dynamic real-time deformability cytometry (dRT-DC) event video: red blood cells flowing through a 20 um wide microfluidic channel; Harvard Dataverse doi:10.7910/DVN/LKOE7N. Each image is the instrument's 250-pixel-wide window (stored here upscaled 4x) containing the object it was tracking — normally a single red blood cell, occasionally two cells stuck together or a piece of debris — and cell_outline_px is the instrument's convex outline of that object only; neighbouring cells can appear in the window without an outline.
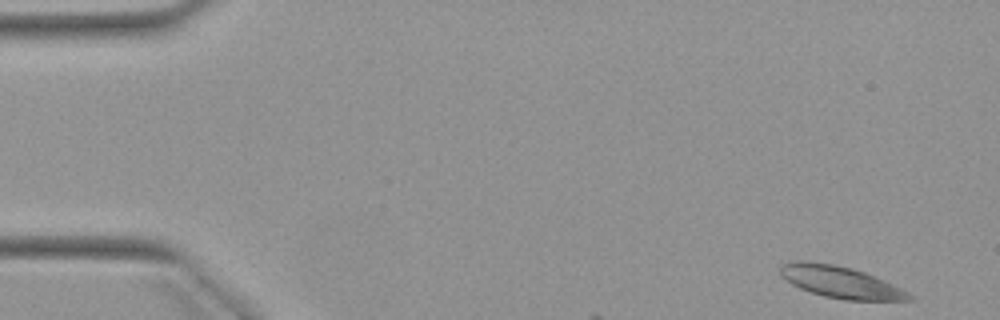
{"species": "Egyptian fruit bat (a non-hibernating species)", "species_latin": "Rousettus aegyptiacus", "temperature_condition": "warm", "stored_images_in_passage": 8, "camera_frame_rate_fps": 3000, "um_per_image_px": 0.085, "animal": {"sex": "female"}, "frame": {"image": 1, "passage_image": 1, "time_ms": 0.0, "image_size_px": [1000, 320], "cell_outline_px": [[916, 300], [844, 300], [824, 296], [800, 288], [792, 284], [780, 276], [780, 264], [792, 260], [808, 260], [832, 264], [852, 268], [864, 272], [884, 280], [908, 292]], "centroid_in_image_um": [71.39, 23.96], "position_along_channel_um": 13.6, "area_um2": 23.93}}
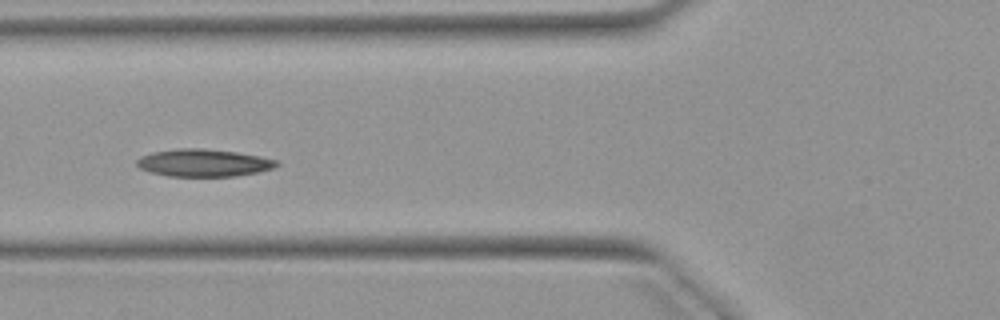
{"frame": {"image": 2, "passage_image": 6, "time_ms": 5.667, "image_size_px": [1000, 320], "cell_outline_px": [[280, 164], [272, 168], [260, 172], [236, 176], [168, 176], [152, 172], [140, 168], [136, 164], [136, 160], [140, 156], [152, 152], [176, 148], [204, 148], [236, 152], [260, 156], [280, 160]], "centroid_in_image_um": [17.33, 13.83], "position_along_channel_um": 108.5, "area_um2": 22.54}}
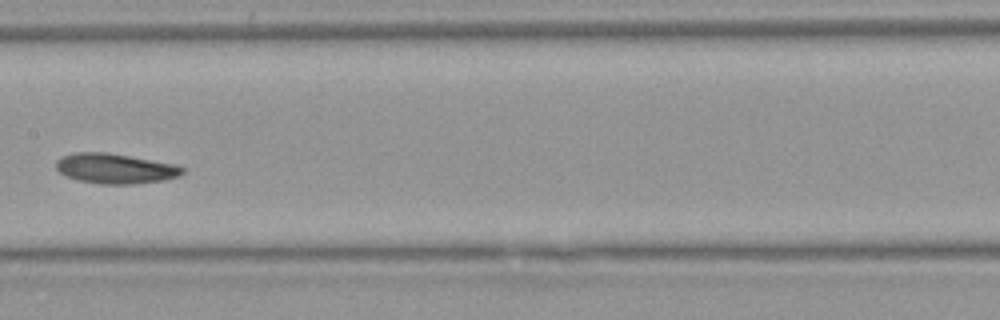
{"frame": {"image": 3, "passage_image": 8, "time_ms": 8.0, "image_size_px": [1000, 320], "cell_outline_px": [[184, 172], [176, 176], [164, 180], [132, 184], [100, 184], [80, 180], [68, 176], [60, 172], [56, 168], [56, 160], [60, 156], [72, 152], [108, 152], [176, 164], [184, 168]], "centroid_in_image_um": [9.77, 14.31], "position_along_channel_um": 197.6, "area_um2": 22.14}}